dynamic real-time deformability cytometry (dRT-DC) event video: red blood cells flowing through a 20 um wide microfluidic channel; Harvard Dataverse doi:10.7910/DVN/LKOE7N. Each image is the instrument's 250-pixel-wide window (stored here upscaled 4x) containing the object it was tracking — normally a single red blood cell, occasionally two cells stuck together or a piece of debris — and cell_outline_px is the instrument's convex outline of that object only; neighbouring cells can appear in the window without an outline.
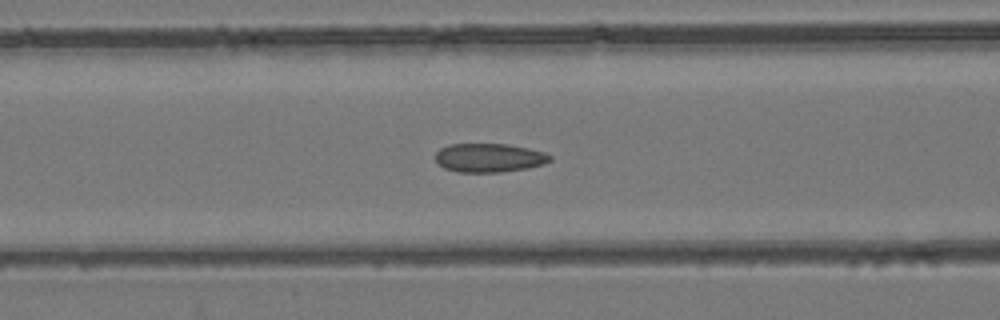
{"species": "common noctule bat (a hibernating species)", "species_latin": "Nyctalus noctula", "temperature_condition": "room temperature", "stored_images_in_passage": 35, "camera_frame_rate_fps": 3000, "um_per_image_px": 0.085, "animal": {"sex": "female", "body_mass_g": 24.6, "forearm_length_mm": 56.2}, "frame": {"image": 1, "passage_image": 12, "time_ms": 3.667, "image_size_px": [1000, 320], "cell_outline_px": [[552, 160], [544, 164], [528, 168], [500, 172], [456, 172], [444, 168], [436, 160], [436, 152], [440, 148], [448, 144], [508, 144], [528, 148], [544, 152], [552, 156]], "centroid_in_image_um": [41.59, 13.41], "position_along_channel_um": 125.0, "area_um2": 19.31}}
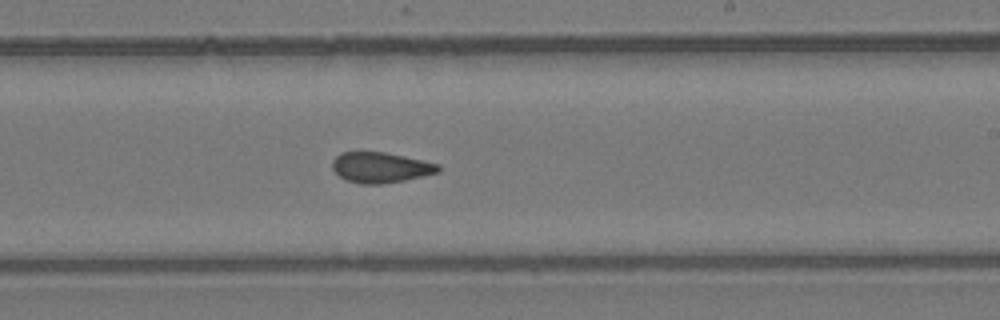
{"frame": {"image": 2, "passage_image": 22, "time_ms": 7.0, "image_size_px": [1000, 320], "cell_outline_px": [[440, 172], [404, 180], [380, 184], [360, 184], [344, 180], [332, 168], [332, 160], [340, 152], [384, 152], [404, 156], [440, 164]], "centroid_in_image_um": [32.33, 14.23], "position_along_channel_um": 256.7, "area_um2": 18.84}}
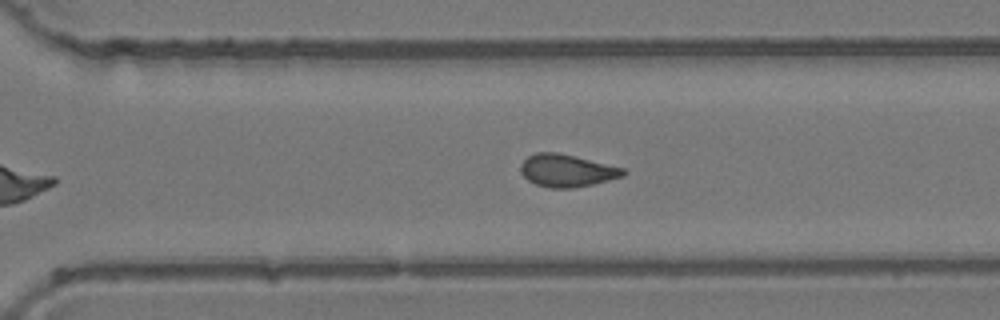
{"frame": {"image": 3, "passage_image": 27, "time_ms": 8.667, "image_size_px": [1000, 320], "cell_outline_px": [[628, 172], [624, 176], [592, 184], [572, 188], [548, 188], [536, 184], [528, 180], [520, 172], [520, 164], [528, 156], [536, 152], [556, 152], [624, 168]], "centroid_in_image_um": [48.16, 14.5], "position_along_channel_um": 322.4, "area_um2": 19.31}, "authors_computed_cell_mechanics": {"area_um2": 19.3052, "velocity_mm_per_s": 3.9523, "shape_relaxation_time_tau1_ms": null, "shape_relaxation_time_tau2_ms": 2.1642, "deformation_change_tau1": null, "deformation_change_tau2": 0.0702}}